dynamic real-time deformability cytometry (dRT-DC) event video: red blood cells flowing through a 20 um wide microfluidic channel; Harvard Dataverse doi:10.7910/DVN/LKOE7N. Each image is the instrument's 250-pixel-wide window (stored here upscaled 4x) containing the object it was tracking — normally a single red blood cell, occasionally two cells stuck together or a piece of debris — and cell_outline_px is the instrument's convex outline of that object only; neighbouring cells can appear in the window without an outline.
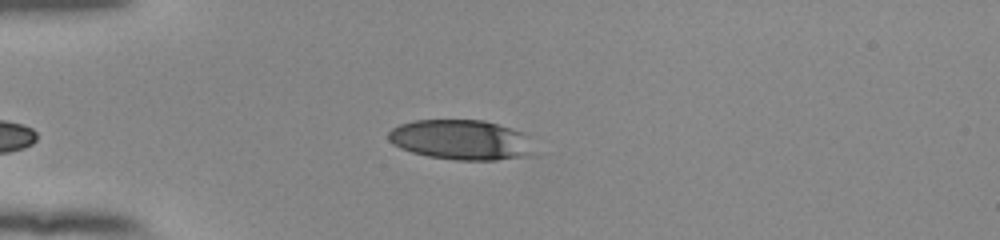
{"species": "human", "species_latin": "Homo sapiens", "temperature_condition": "room temperature", "stored_images_in_passage": 41, "camera_frame_rate_fps": 3000, "um_per_image_px": 0.085, "donor": {"sex": "female"}, "frame": {"image": 1, "passage_image": 2, "time_ms": 0.333, "image_size_px": [1000, 240], "cell_outline_px": [[536, 152], [532, 156], [496, 160], [456, 160], [428, 156], [412, 152], [400, 148], [392, 144], [388, 140], [388, 132], [392, 128], [400, 124], [416, 120], [484, 120], [524, 132], [528, 136]], "centroid_in_image_um": [39.24, 11.89], "position_along_channel_um": 45.8, "area_um2": 34.39}}
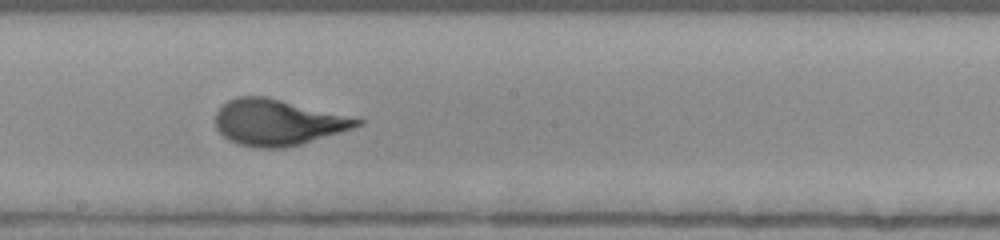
{"frame": {"image": 2, "passage_image": 18, "time_ms": 5.667, "image_size_px": [1000, 240], "cell_outline_px": [[364, 124], [352, 128], [300, 144], [284, 148], [256, 148], [240, 144], [228, 140], [216, 128], [216, 112], [228, 100], [236, 96], [268, 96], [364, 120]], "centroid_in_image_um": [23.57, 10.39], "position_along_channel_um": 224.6, "area_um2": 37.69}}
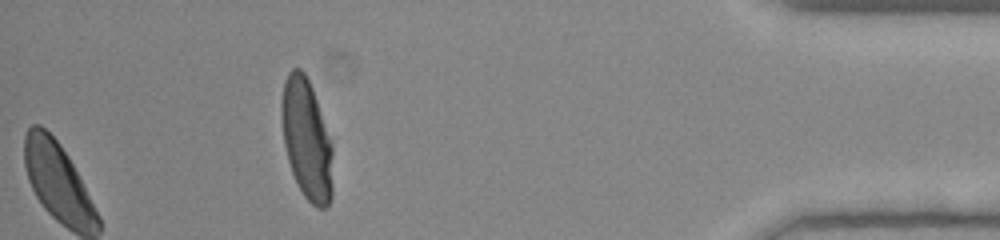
{"frame": {"image": 3, "passage_image": 36, "time_ms": 11.667, "image_size_px": [1000, 240], "cell_outline_px": [[332, 196], [328, 204], [324, 208], [316, 208], [304, 196], [292, 172], [288, 160], [284, 144], [280, 116], [280, 104], [284, 80], [288, 72], [292, 68], [300, 68], [304, 72], [312, 88], [332, 144]], "centroid_in_image_um": [26.04, 11.82], "position_along_channel_um": 409.2, "area_um2": 35.95}, "authors_computed_cell_mechanics": {"area_um2": 36.8186, "velocity_mm_per_s": 3.8491, "shape_relaxation_time_tau1_ms": 4.3731, "shape_relaxation_time_tau2_ms": null, "deformation_change_tau1": 0.2205, "deformation_change_tau2": null}}